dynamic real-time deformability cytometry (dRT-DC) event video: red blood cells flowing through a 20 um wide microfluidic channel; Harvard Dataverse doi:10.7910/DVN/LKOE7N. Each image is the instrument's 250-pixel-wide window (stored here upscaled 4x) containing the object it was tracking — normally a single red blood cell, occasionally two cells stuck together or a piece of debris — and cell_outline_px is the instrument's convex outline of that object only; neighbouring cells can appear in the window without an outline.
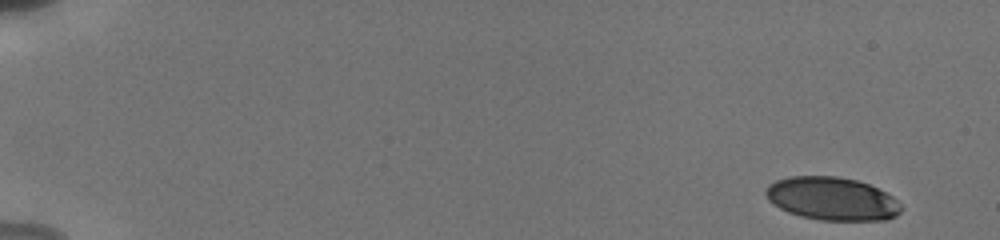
{"species": "human", "species_latin": "Homo sapiens", "temperature_condition": "cold", "stored_images_in_passage": 11, "camera_frame_rate_fps": 3000, "um_per_image_px": 0.085, "donor": {"sex": "male"}, "frame": {"image": 1, "passage_image": 1, "time_ms": 0.0, "image_size_px": [1000, 240], "cell_outline_px": [[904, 208], [896, 216], [884, 220], [820, 220], [800, 216], [788, 212], [772, 204], [768, 200], [764, 192], [768, 184], [776, 180], [788, 176], [836, 176], [856, 180], [868, 184], [892, 196]], "centroid_in_image_um": [70.69, 16.89], "position_along_channel_um": 14.3, "area_um2": 34.1}}
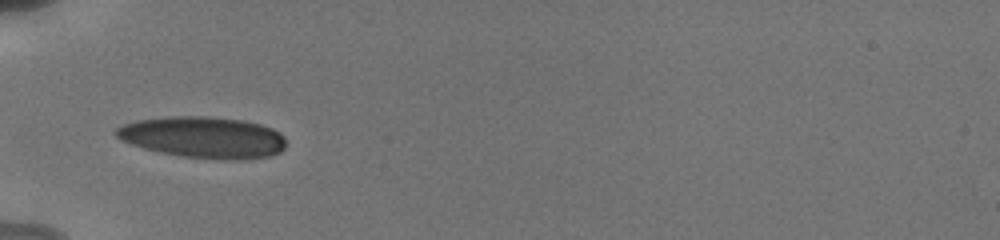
{"frame": {"image": 2, "passage_image": 10, "time_ms": 5.667, "image_size_px": [1000, 240], "cell_outline_px": [[284, 148], [280, 152], [272, 156], [236, 160], [232, 160], [180, 156], [160, 152], [144, 148], [120, 140], [112, 132], [116, 128], [124, 124], [136, 120], [168, 116], [208, 116], [244, 120], [260, 124], [272, 128], [280, 132], [284, 136]], "centroid_in_image_um": [17.27, 11.66], "position_along_channel_um": 67.7, "area_um2": 41.21}}